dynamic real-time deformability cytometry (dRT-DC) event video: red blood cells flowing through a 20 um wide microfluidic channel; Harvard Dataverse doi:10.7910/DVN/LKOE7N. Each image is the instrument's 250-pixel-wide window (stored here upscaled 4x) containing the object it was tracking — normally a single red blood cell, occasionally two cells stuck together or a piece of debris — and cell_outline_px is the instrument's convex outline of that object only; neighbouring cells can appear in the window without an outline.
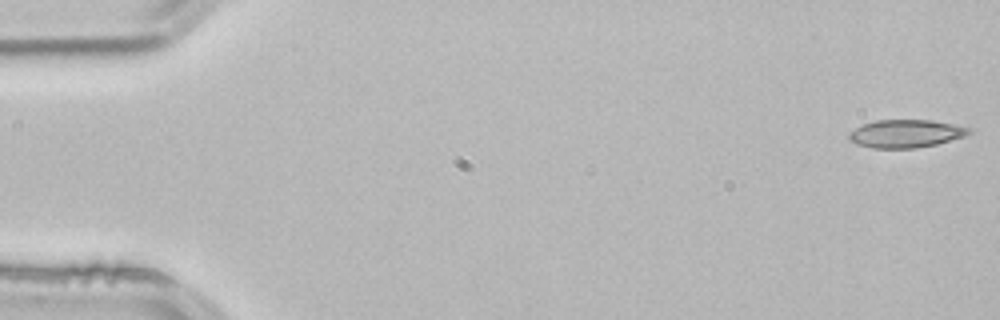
{"species": "common noctule bat (a hibernating species)", "species_latin": "Nyctalus noctula", "temperature_condition": "room temperature", "stored_images_in_passage": 16, "camera_frame_rate_fps": 3000, "um_per_image_px": 0.085, "animal": {"sex": "male", "body_mass_g": 21.5, "forearm_length_mm": 52.0}, "frame": {"image": 1, "passage_image": 1, "time_ms": 0.0, "image_size_px": [1000, 320], "cell_outline_px": [[972, 132], [964, 136], [936, 144], [916, 148], [872, 148], [856, 144], [848, 140], [848, 132], [864, 124], [876, 120], [932, 120], [972, 128]], "centroid_in_image_um": [76.97, 11.36], "position_along_channel_um": 8.0, "area_um2": 19.54}}
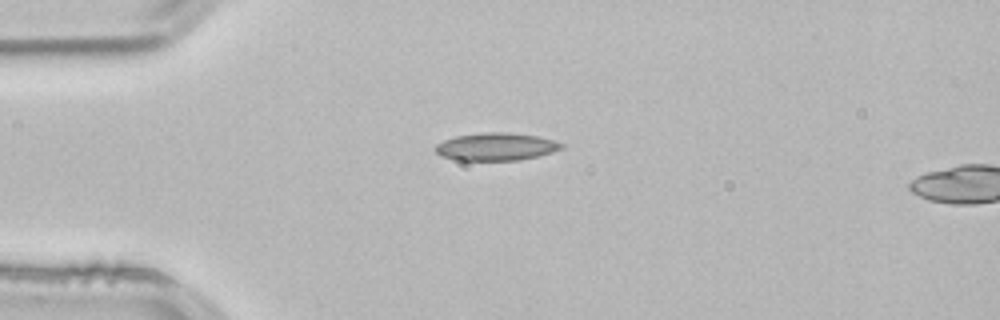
{"frame": {"image": 2, "passage_image": 13, "time_ms": 4.0, "image_size_px": [1000, 320], "cell_outline_px": [[564, 148], [552, 152], [520, 160], [456, 160], [440, 156], [436, 152], [436, 144], [444, 140], [456, 136], [480, 132], [508, 132], [536, 136], [556, 140], [564, 144]], "centroid_in_image_um": [42.17, 12.46], "position_along_channel_um": 42.8, "area_um2": 20.4}}